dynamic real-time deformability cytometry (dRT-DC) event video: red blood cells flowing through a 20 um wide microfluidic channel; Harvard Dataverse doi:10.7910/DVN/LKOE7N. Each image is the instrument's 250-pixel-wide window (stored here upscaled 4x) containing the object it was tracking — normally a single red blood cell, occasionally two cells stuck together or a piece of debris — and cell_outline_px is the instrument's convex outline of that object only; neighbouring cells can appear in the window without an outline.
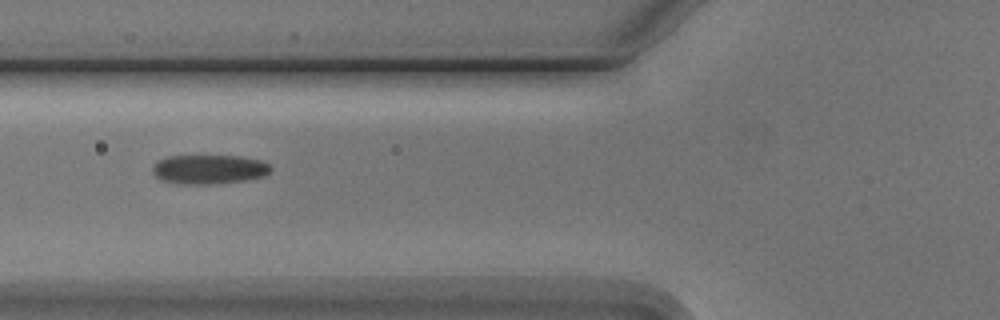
{"species": "Egyptian fruit bat (a non-hibernating species)", "species_latin": "Rousettus aegyptiacus", "temperature_condition": "cold", "stored_images_in_passage": 3, "camera_frame_rate_fps": 3000, "um_per_image_px": 0.085, "animal": {"sex": "male"}, "frame": {"image": 1, "passage_image": 3, "time_ms": 2.333, "image_size_px": [1000, 320], "cell_outline_px": [[272, 168], [264, 176], [248, 180], [216, 184], [184, 184], [160, 180], [152, 172], [152, 168], [156, 160], [168, 156], [240, 156], [260, 160], [268, 164]], "centroid_in_image_um": [17.75, 14.39], "position_along_channel_um": 108.1, "area_um2": 20.29}}